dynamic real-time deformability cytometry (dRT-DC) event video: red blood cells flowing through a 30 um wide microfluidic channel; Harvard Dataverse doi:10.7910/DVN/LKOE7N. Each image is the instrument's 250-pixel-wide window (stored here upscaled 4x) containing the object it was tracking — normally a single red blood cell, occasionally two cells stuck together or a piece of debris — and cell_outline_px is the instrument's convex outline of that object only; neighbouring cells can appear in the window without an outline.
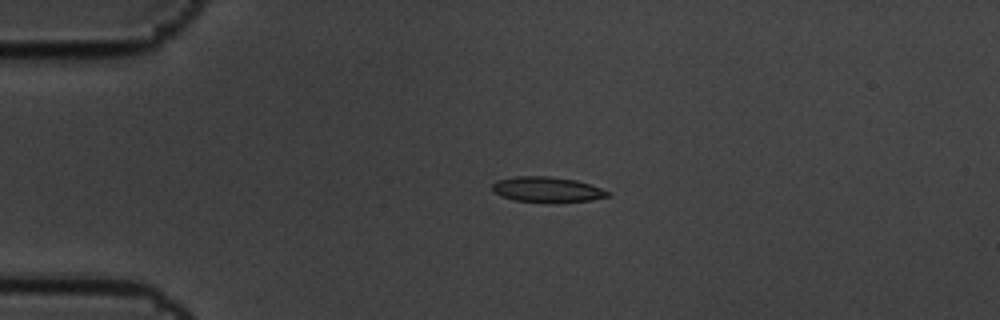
{"species": "common noctule bat (a hibernating species)", "species_latin": "Nyctalus noctula", "temperature_condition": "cold", "stored_images_in_passage": 8, "camera_frame_rate_fps": 3000, "um_per_image_px": 0.085, "animal": {"sex": "male", "body_mass_g": 19.5, "forearm_length_mm": 54.6}, "frame": {"image": 1, "passage_image": 4, "time_ms": 1.0, "image_size_px": [1000, 320], "cell_outline_px": [[608, 196], [592, 200], [516, 200], [500, 196], [492, 192], [492, 184], [496, 180], [516, 176], [548, 176], [576, 180], [600, 188], [608, 192]], "centroid_in_image_um": [46.41, 16.06], "position_along_channel_um": 38.6, "area_um2": 16.24}}
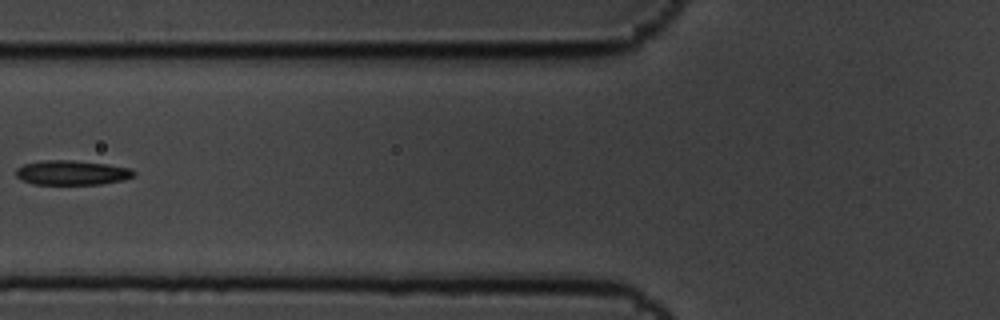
{"frame": {"image": 2, "passage_image": 7, "time_ms": 2.0, "image_size_px": [1000, 320], "cell_outline_px": [[136, 172], [132, 176], [124, 180], [100, 184], [32, 184], [20, 180], [16, 176], [16, 168], [24, 164], [40, 160], [72, 160], [108, 164], [132, 168]], "centroid_in_image_um": [6.09, 14.67], "position_along_channel_um": 119.7, "area_um2": 17.05}}
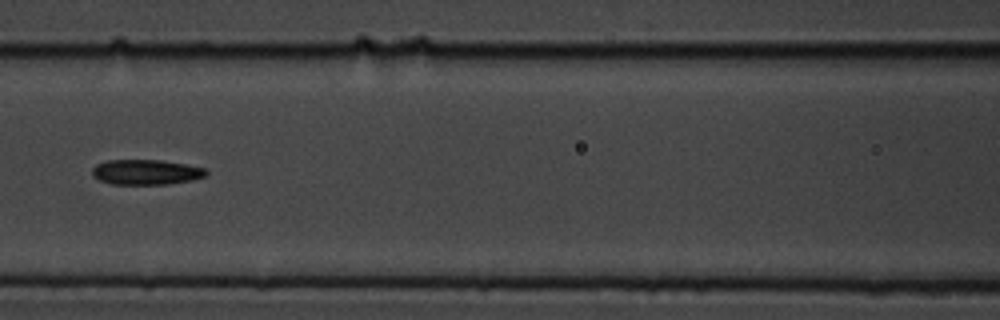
{"frame": {"image": 3, "passage_image": 8, "time_ms": 2.333, "image_size_px": [1000, 320], "cell_outline_px": [[208, 172], [204, 176], [192, 180], [168, 184], [112, 184], [100, 180], [92, 176], [92, 168], [96, 164], [108, 160], [160, 160], [184, 164], [204, 168]], "centroid_in_image_um": [12.38, 14.63], "position_along_channel_um": 154.2, "area_um2": 16.59}}